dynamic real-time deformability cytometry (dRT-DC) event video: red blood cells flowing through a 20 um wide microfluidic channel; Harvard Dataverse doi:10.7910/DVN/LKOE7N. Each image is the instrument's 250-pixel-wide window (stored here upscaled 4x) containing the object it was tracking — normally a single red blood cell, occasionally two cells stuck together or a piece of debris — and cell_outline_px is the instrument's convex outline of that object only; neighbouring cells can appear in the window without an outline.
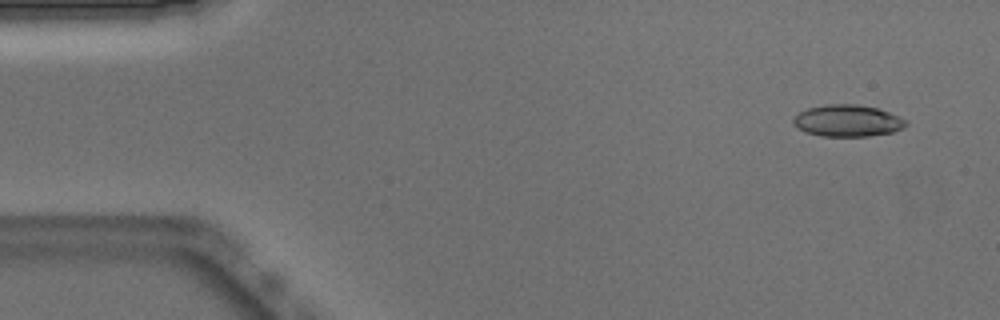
{"species": "Egyptian fruit bat (a non-hibernating species)", "species_latin": "Rousettus aegyptiacus", "temperature_condition": "warm", "stored_images_in_passage": 52, "camera_frame_rate_fps": 3000, "um_per_image_px": 0.085, "animal": {"sex": "male"}, "frame": {"image": 1, "passage_image": 3, "time_ms": 0.667, "image_size_px": [1000, 320], "cell_outline_px": [[908, 124], [904, 128], [892, 132], [868, 136], [820, 136], [804, 132], [792, 120], [800, 112], [808, 108], [828, 104], [856, 104], [876, 108], [888, 112], [908, 120]], "centroid_in_image_um": [72.08, 10.27], "position_along_channel_um": 12.9, "area_um2": 20.69}}
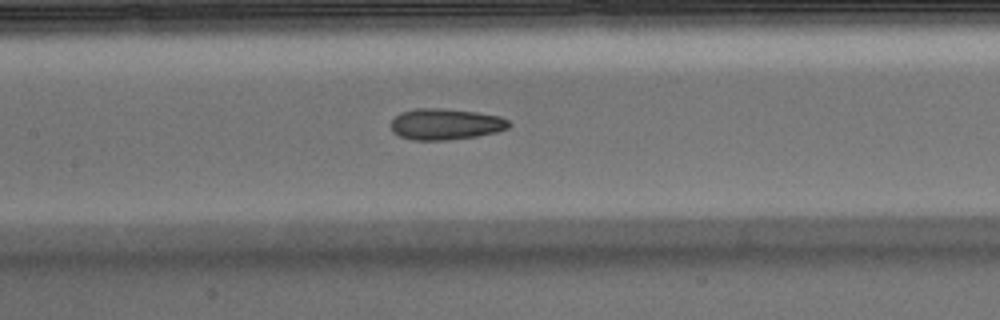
{"frame": {"image": 2, "passage_image": 23, "time_ms": 7.333, "image_size_px": [1000, 320], "cell_outline_px": [[512, 124], [508, 128], [496, 132], [476, 136], [448, 140], [412, 140], [400, 136], [392, 132], [392, 120], [400, 112], [416, 108], [444, 108], [476, 112], [500, 116], [508, 120]], "centroid_in_image_um": [37.88, 10.55], "position_along_channel_um": 169.5, "area_um2": 21.5}}
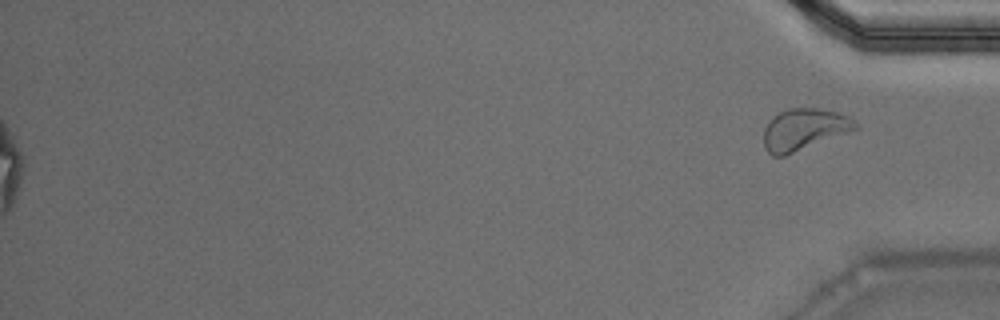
{"frame": {"image": 3, "passage_image": 52, "time_ms": 17.0, "image_size_px": [1000, 320], "cell_outline_px": [[860, 128], [784, 156], [772, 156], [764, 148], [764, 128], [768, 120], [772, 116], [788, 108], [820, 108], [836, 112], [848, 116], [856, 120], [860, 124]], "centroid_in_image_um": [68.35, 10.99], "position_along_channel_um": 366.8, "area_um2": 22.43}, "authors_computed_cell_mechanics": {"area_um2": 21.5016, "velocity_mm_per_s": 3.9092, "shape_relaxation_time_tau1_ms": null, "shape_relaxation_time_tau2_ms": 2.7127, "deformation_change_tau1": null, "deformation_change_tau2": 0.0912}}